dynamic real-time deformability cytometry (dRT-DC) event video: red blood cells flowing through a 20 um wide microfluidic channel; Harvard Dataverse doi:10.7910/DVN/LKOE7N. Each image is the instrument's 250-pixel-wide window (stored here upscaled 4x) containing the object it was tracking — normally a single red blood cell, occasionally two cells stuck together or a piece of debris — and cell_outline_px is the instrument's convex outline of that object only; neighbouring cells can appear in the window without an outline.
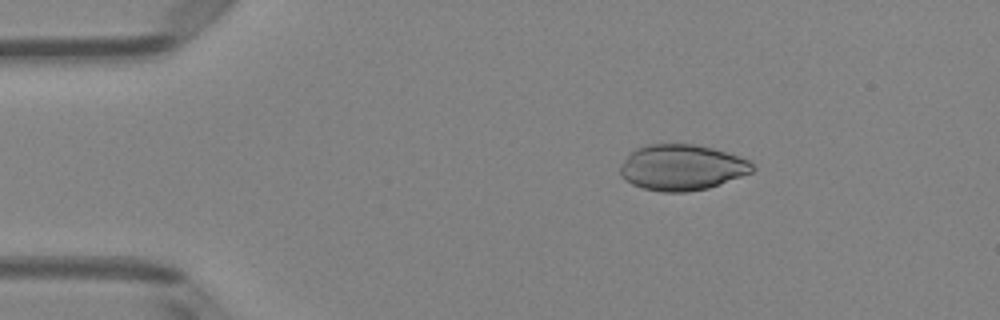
{"species": "Egyptian fruit bat (a non-hibernating species)", "species_latin": "Rousettus aegyptiacus", "temperature_condition": "room temperature", "stored_images_in_passage": 47, "camera_frame_rate_fps": 3000, "um_per_image_px": 0.085, "animal": {"sex": "female"}, "frame": {"image": 1, "passage_image": 6, "time_ms": 1.667, "image_size_px": [1000, 320], "cell_outline_px": [[756, 168], [752, 172], [708, 188], [684, 192], [664, 192], [644, 188], [632, 184], [620, 176], [620, 164], [636, 148], [648, 144], [696, 144], [712, 148], [748, 160]], "centroid_in_image_um": [57.93, 14.23], "position_along_channel_um": 27.1, "area_um2": 34.97}}
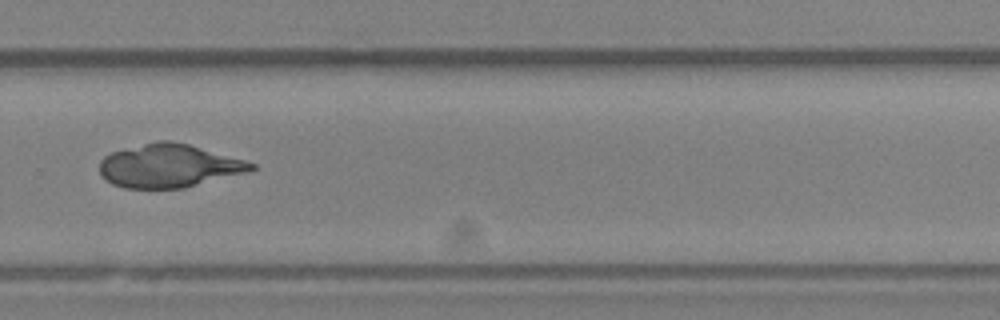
{"frame": {"image": 2, "passage_image": 32, "time_ms": 10.333, "image_size_px": [1000, 320], "cell_outline_px": [[256, 168], [248, 172], [184, 188], [124, 188], [112, 184], [104, 180], [100, 172], [100, 160], [104, 156], [112, 152], [156, 140], [168, 140], [188, 144], [244, 160], [256, 164]], "centroid_in_image_um": [14.34, 14.1], "position_along_channel_um": 315.5, "area_um2": 38.21}}
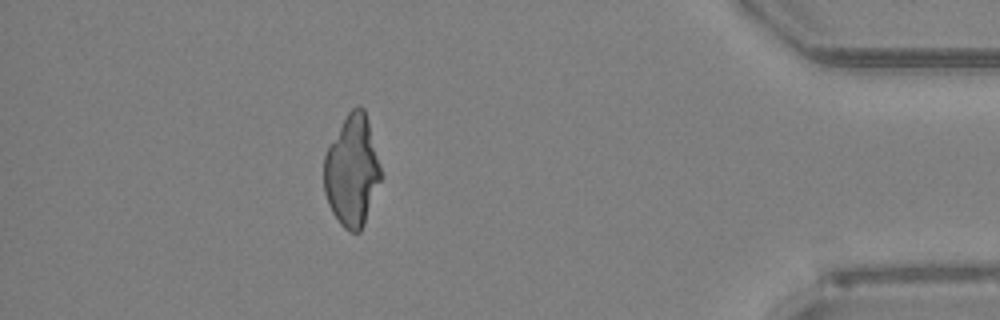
{"frame": {"image": 3, "passage_image": 42, "time_ms": 13.667, "image_size_px": [1000, 320], "cell_outline_px": [[380, 180], [364, 224], [360, 232], [352, 232], [344, 228], [340, 224], [332, 212], [328, 204], [324, 192], [324, 156], [328, 148], [348, 112], [356, 104], [360, 104], [364, 108], [368, 120], [380, 168]], "centroid_in_image_um": [29.9, 14.53], "position_along_channel_um": 405.3, "area_um2": 36.24}}